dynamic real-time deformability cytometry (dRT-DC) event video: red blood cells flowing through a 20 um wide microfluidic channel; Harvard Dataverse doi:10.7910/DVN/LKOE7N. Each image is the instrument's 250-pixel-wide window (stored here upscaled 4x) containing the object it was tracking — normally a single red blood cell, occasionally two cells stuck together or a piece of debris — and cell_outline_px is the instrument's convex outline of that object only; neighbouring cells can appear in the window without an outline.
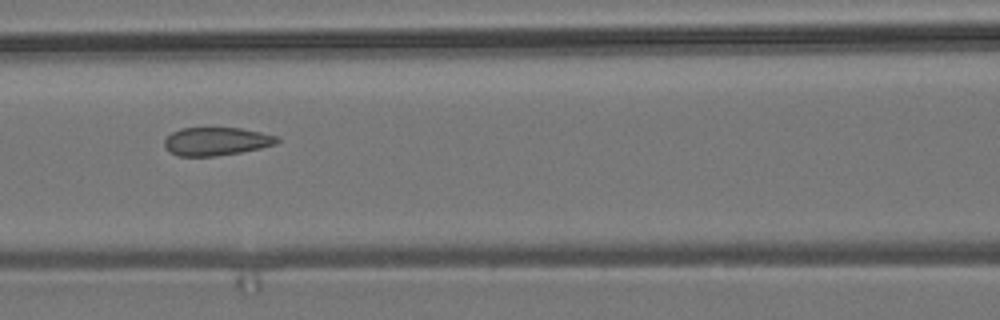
{"species": "common noctule bat (a hibernating species)", "species_latin": "Nyctalus noctula", "temperature_condition": "room temperature", "stored_images_in_passage": 10, "camera_frame_rate_fps": 3000, "um_per_image_px": 0.085, "animal": {"sex": "male", "body_mass_g": 19.2, "forearm_length_mm": 51.8}, "frame": {"image": 1, "passage_image": 7, "time_ms": 7.0, "image_size_px": [1000, 320], "cell_outline_px": [[280, 140], [276, 144], [260, 148], [240, 152], [216, 156], [176, 156], [168, 152], [164, 148], [164, 140], [172, 132], [180, 128], [240, 128], [260, 132], [276, 136]], "centroid_in_image_um": [18.34, 12.02], "position_along_channel_um": 148.3, "area_um2": 18.55}}
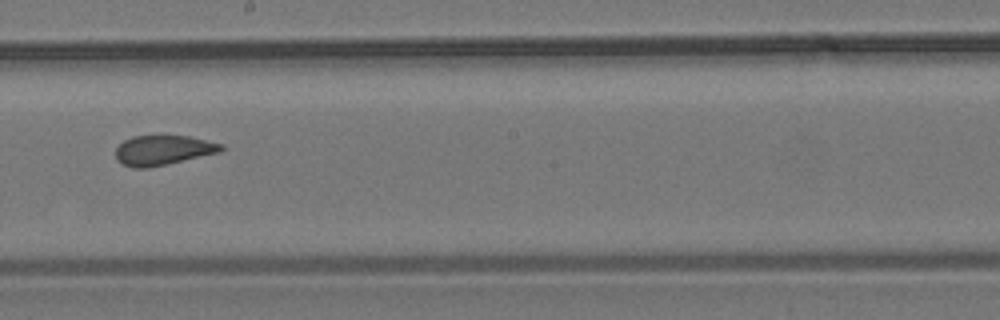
{"frame": {"image": 2, "passage_image": 9, "time_ms": 9.333, "image_size_px": [1000, 320], "cell_outline_px": [[224, 148], [220, 152], [148, 168], [132, 168], [120, 164], [116, 160], [116, 148], [124, 140], [132, 136], [188, 136], [224, 144]], "centroid_in_image_um": [13.83, 12.77], "position_along_channel_um": 234.4, "area_um2": 18.32}}
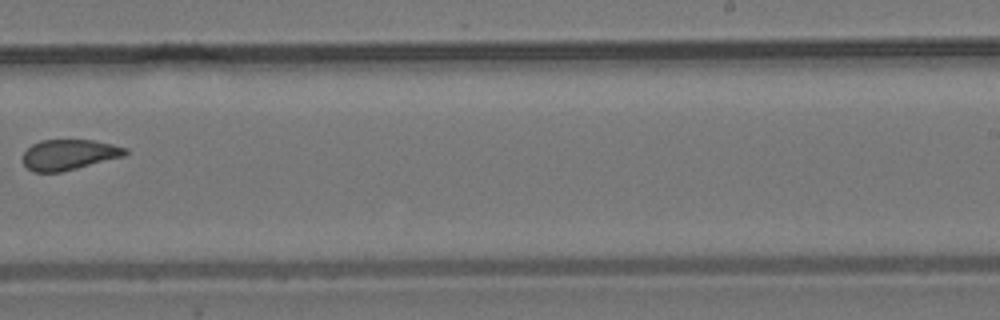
{"frame": {"image": 3, "passage_image": 10, "time_ms": 10.667, "image_size_px": [1000, 320], "cell_outline_px": [[128, 152], [124, 156], [60, 172], [32, 172], [24, 164], [24, 152], [32, 144], [40, 140], [92, 140], [112, 144], [128, 148]], "centroid_in_image_um": [5.87, 13.14], "position_along_channel_um": 283.1, "area_um2": 18.03}}